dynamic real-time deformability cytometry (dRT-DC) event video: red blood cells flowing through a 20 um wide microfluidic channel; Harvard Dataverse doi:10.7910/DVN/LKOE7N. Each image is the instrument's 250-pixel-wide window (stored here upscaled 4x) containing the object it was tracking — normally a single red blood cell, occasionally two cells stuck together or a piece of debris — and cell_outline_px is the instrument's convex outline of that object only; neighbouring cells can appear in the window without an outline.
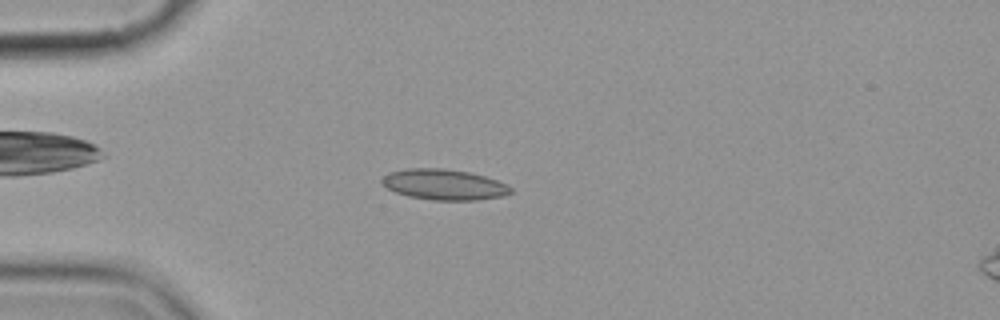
{"species": "common noctule bat (a hibernating species)", "species_latin": "Nyctalus noctula", "temperature_condition": "cold", "stored_images_in_passage": 6, "camera_frame_rate_fps": 3000, "um_per_image_px": 0.085, "animal": {"sex": "female", "body_mass_g": 19.9}, "frame": {"image": 1, "passage_image": 4, "time_ms": 3.333, "image_size_px": [1000, 320], "cell_outline_px": [[512, 192], [504, 196], [476, 200], [432, 200], [408, 196], [396, 192], [388, 188], [380, 180], [388, 172], [404, 168], [444, 168], [468, 172], [484, 176], [508, 184], [512, 188]], "centroid_in_image_um": [37.75, 15.68], "position_along_channel_um": 47.3, "area_um2": 23.06}}
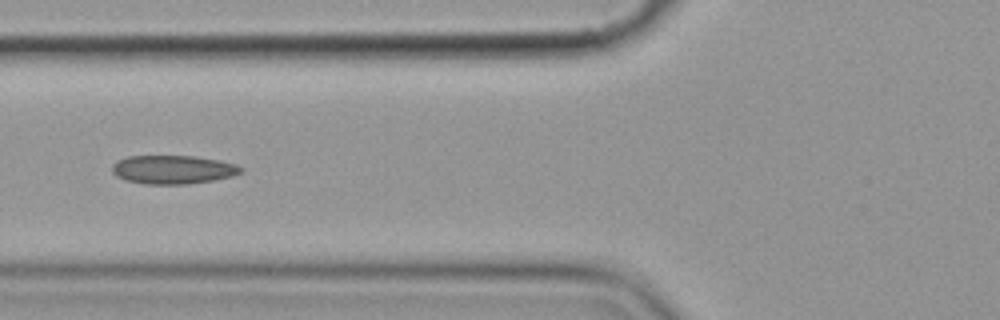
{"frame": {"image": 2, "passage_image": 6, "time_ms": 5.667, "image_size_px": [1000, 320], "cell_outline_px": [[244, 172], [232, 176], [212, 180], [188, 184], [144, 184], [124, 180], [116, 176], [112, 172], [112, 164], [116, 160], [128, 156], [196, 156], [220, 160], [236, 164], [244, 168]], "centroid_in_image_um": [14.7, 14.41], "position_along_channel_um": 111.1, "area_um2": 21.73}}